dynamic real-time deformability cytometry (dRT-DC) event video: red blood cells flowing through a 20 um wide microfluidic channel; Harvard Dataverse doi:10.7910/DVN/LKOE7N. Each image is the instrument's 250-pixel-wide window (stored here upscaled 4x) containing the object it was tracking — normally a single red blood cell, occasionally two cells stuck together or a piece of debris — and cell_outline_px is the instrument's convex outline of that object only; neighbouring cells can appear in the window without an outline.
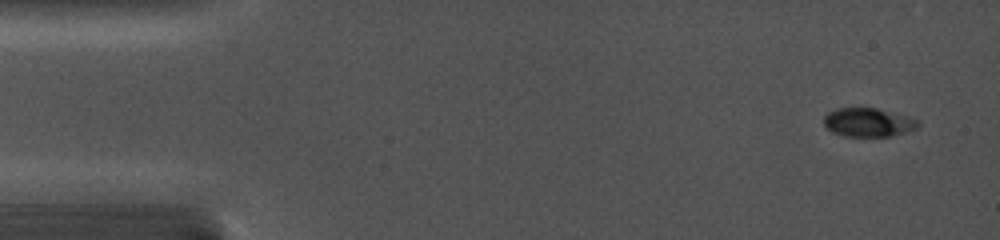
{"species": "common noctule bat (a hibernating species)", "species_latin": "Nyctalus noctula", "temperature_condition": "cold", "stored_images_in_passage": 13, "camera_frame_rate_fps": 5000, "um_per_image_px": 0.085, "animal": {"sex": "female", "body_mass_g": 19.0, "forearm_length_mm": 56.7}, "frame": {"image": 1, "passage_image": 1, "time_ms": 0.0, "image_size_px": [1000, 240], "cell_outline_px": [[920, 124], [916, 128], [904, 132], [888, 136], [844, 136], [832, 132], [824, 124], [824, 116], [828, 112], [836, 108], [876, 108], [920, 120]], "centroid_in_image_um": [73.77, 10.4], "position_along_channel_um": 11.2, "area_um2": 15.55}}
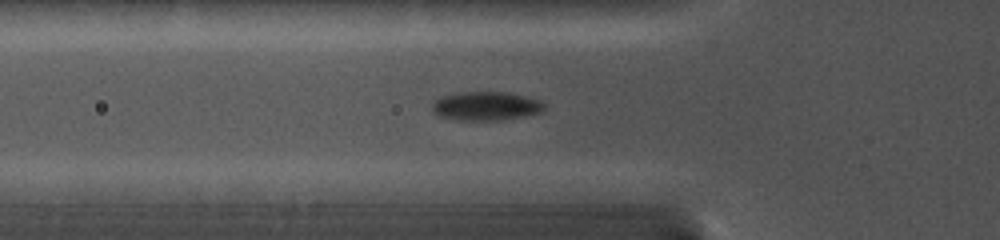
{"frame": {"image": 2, "passage_image": 11, "time_ms": 4.8, "image_size_px": [1000, 240], "cell_outline_px": [[544, 112], [524, 116], [500, 120], [456, 120], [440, 116], [432, 112], [432, 104], [440, 96], [456, 92], [508, 92], [540, 100], [544, 104]], "centroid_in_image_um": [41.29, 9.01], "position_along_channel_um": 84.5, "area_um2": 18.96}}
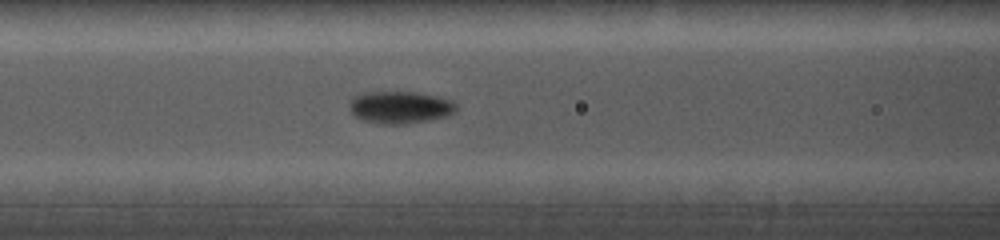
{"frame": {"image": 3, "passage_image": 13, "time_ms": 6.0, "image_size_px": [1000, 240], "cell_outline_px": [[456, 112], [448, 116], [428, 120], [404, 124], [384, 124], [360, 120], [352, 116], [348, 104], [356, 96], [364, 92], [416, 92], [436, 96], [452, 100], [456, 104]], "centroid_in_image_um": [33.99, 9.13], "position_along_channel_um": 132.6, "area_um2": 20.23}}